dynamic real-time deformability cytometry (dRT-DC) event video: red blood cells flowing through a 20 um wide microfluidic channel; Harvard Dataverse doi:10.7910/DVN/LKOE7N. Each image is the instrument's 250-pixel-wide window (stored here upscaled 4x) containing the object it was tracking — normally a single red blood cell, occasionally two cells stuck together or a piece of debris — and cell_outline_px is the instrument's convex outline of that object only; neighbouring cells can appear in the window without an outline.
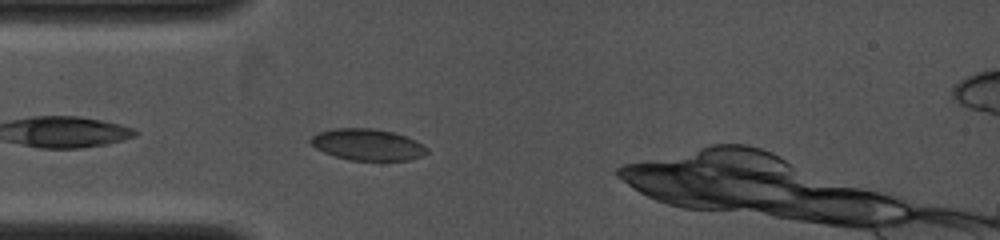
{"species": "common noctule bat (a hibernating species)", "species_latin": "Nyctalus noctula", "temperature_condition": "cold", "stored_images_in_passage": 39, "camera_frame_rate_fps": 4000, "um_per_image_px": 0.085, "animal": {"sex": "female", "body_mass_g": 19.0, "forearm_length_mm": 53.3}, "frame": {"image": 1, "passage_image": 4, "time_ms": 0.5, "image_size_px": [1000, 240], "cell_outline_px": [[428, 152], [420, 156], [408, 160], [348, 160], [324, 152], [316, 148], [308, 140], [312, 136], [320, 132], [332, 128], [372, 128], [392, 132], [416, 140], [428, 148]], "centroid_in_image_um": [31.23, 12.29], "position_along_channel_um": 53.8, "area_um2": 21.15}}
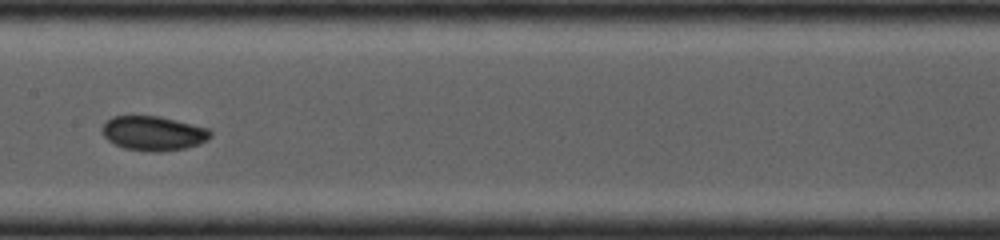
{"frame": {"image": 2, "passage_image": 21, "time_ms": 3.5, "image_size_px": [1000, 240], "cell_outline_px": [[212, 136], [208, 140], [200, 144], [184, 148], [160, 152], [156, 152], [124, 148], [108, 140], [100, 132], [100, 128], [104, 120], [112, 116], [160, 116], [208, 128], [212, 132]], "centroid_in_image_um": [13.01, 11.32], "position_along_channel_um": 194.4, "area_um2": 21.96}}
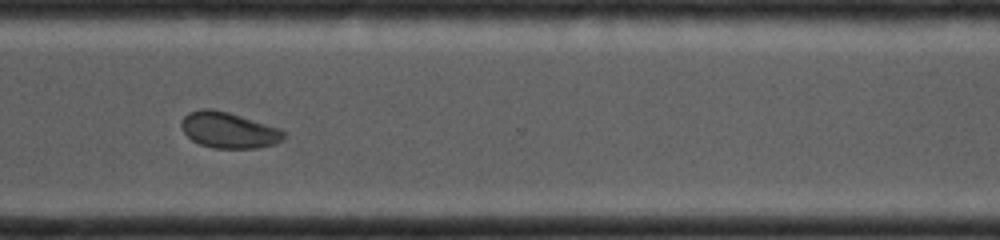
{"frame": {"image": 3, "passage_image": 30, "time_ms": 6.75, "image_size_px": [1000, 240], "cell_outline_px": [[284, 140], [276, 144], [256, 148], [212, 148], [200, 144], [192, 140], [180, 128], [180, 124], [184, 116], [188, 112], [204, 108], [208, 108], [228, 112], [280, 128], [284, 132]], "centroid_in_image_um": [19.43, 11.06], "position_along_channel_um": 351.2, "area_um2": 21.5}}